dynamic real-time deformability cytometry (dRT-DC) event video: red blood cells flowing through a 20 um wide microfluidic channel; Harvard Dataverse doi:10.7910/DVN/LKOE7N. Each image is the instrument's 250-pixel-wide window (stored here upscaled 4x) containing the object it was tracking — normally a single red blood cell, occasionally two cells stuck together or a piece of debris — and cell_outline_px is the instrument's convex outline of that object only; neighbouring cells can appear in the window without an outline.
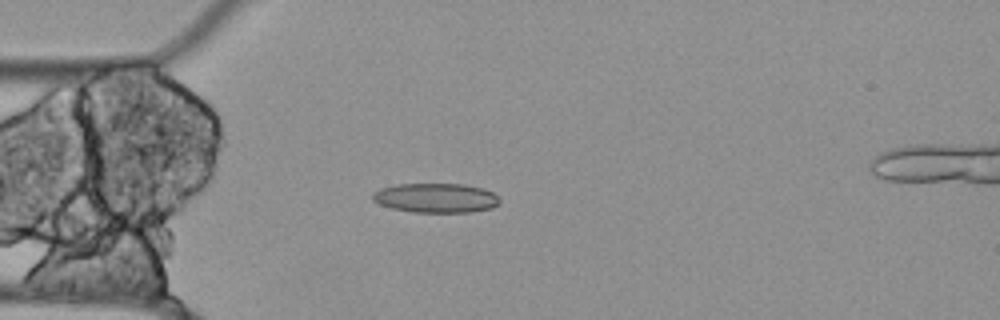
{"species": "Egyptian fruit bat (a non-hibernating species)", "species_latin": "Rousettus aegyptiacus", "temperature_condition": "cold", "stored_images_in_passage": 40, "segment_of_instrument_passage": [1, 2], "camera_frame_rate_fps": 3000, "um_per_image_px": 0.085, "animal": {"sex": "female"}, "frame": {"image": 1, "passage_image": 2, "time_ms": 0.333, "image_size_px": [1000, 320], "cell_outline_px": [[500, 204], [492, 208], [472, 212], [412, 212], [392, 208], [380, 204], [372, 200], [372, 192], [380, 188], [396, 184], [464, 184], [484, 188], [492, 192], [500, 200]], "centroid_in_image_um": [37.05, 16.82], "position_along_channel_um": 48.0, "area_um2": 21.96}}